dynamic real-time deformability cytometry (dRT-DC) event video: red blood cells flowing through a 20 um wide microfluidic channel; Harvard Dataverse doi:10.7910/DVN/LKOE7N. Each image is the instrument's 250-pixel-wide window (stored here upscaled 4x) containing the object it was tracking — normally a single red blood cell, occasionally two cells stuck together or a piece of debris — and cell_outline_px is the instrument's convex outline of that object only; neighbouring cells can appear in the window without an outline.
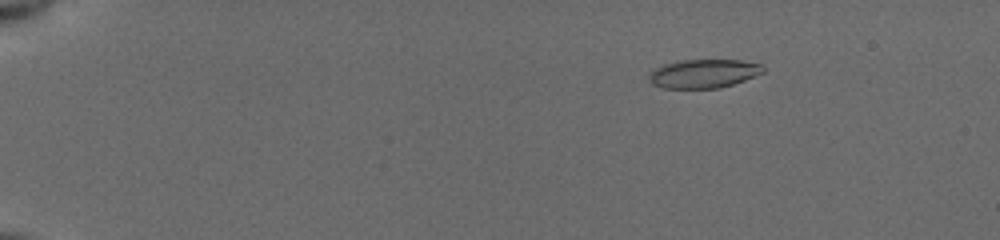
{"species": "common noctule bat (a hibernating species)", "species_latin": "Nyctalus noctula", "temperature_condition": "cold", "stored_images_in_passage": 56, "camera_frame_rate_fps": 3000, "um_per_image_px": 0.085, "animal": {"sex": "female", "body_mass_g": 19.5, "forearm_length_mm": 54.1}, "frame": {"image": 1, "passage_image": 10, "time_ms": 3.0, "image_size_px": [1000, 240], "cell_outline_px": [[764, 72], [744, 80], [720, 88], [664, 88], [652, 84], [648, 80], [648, 76], [656, 68], [664, 64], [676, 60], [740, 60], [760, 64], [764, 68]], "centroid_in_image_um": [59.78, 6.25], "position_along_channel_um": 25.2, "area_um2": 19.02}}
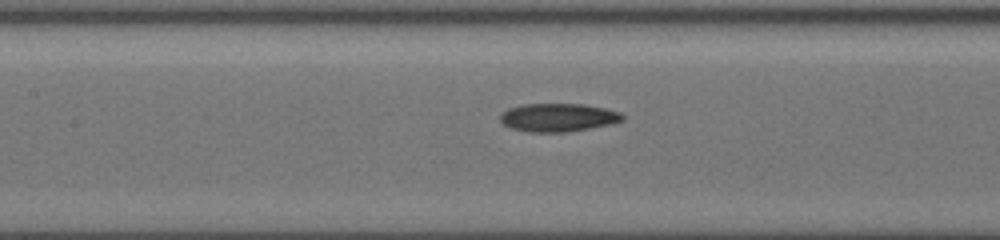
{"frame": {"image": 2, "passage_image": 29, "time_ms": 9.333, "image_size_px": [1000, 240], "cell_outline_px": [[624, 120], [612, 124], [568, 132], [528, 132], [512, 128], [504, 124], [500, 120], [500, 112], [508, 108], [520, 104], [584, 104], [604, 108], [620, 112], [624, 116]], "centroid_in_image_um": [47.43, 9.98], "position_along_channel_um": 160.0, "area_um2": 20.29}}
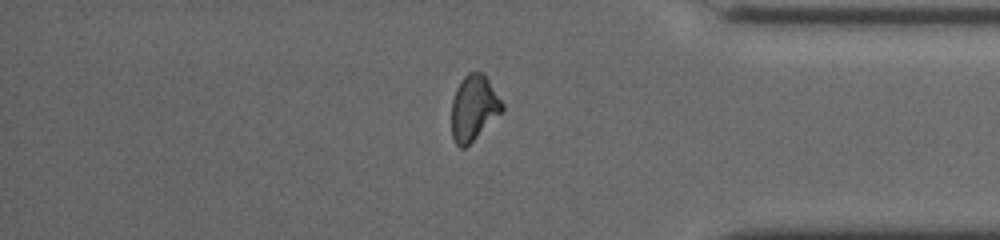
{"frame": {"image": 3, "passage_image": 48, "time_ms": 15.667, "image_size_px": [1000, 240], "cell_outline_px": [[504, 108], [464, 148], [460, 148], [456, 144], [452, 136], [452, 100], [456, 88], [464, 76], [468, 72], [484, 72], [504, 104]], "centroid_in_image_um": [40.25, 9.12], "position_along_channel_um": 394.9, "area_um2": 18.9}, "authors_computed_cell_mechanics": {"area_um2": 19.7387, "velocity_mm_per_s": 3.9238, "shape_relaxation_time_tau1_ms": null, "shape_relaxation_time_tau2_ms": 3.0647, "deformation_change_tau1": null, "deformation_change_tau2": 0.0911}}